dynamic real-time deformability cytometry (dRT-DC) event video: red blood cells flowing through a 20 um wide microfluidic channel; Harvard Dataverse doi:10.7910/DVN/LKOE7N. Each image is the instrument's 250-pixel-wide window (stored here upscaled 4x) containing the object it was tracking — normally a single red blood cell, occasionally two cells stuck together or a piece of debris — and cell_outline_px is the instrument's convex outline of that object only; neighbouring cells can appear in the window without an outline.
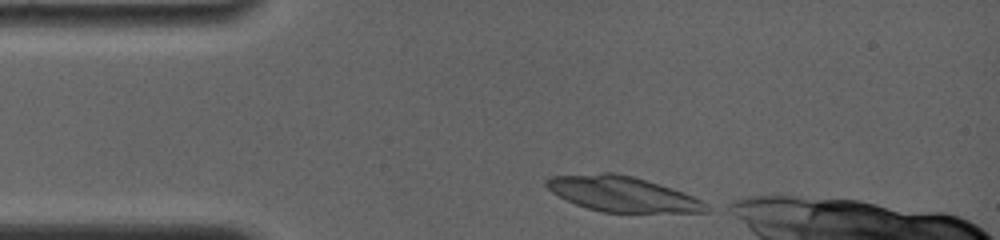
{"species": "common noctule bat (a hibernating species)", "species_latin": "Nyctalus noctula", "temperature_condition": "room temperature", "stored_images_in_passage": 1, "camera_frame_rate_fps": 4000, "um_per_image_px": 0.085, "animal": {"sex": "female", "body_mass_g": 19.0, "forearm_length_mm": 56.7}, "frame": {"image": 1, "passage_image": 1, "time_ms": 0.0, "image_size_px": [1000, 240], "cell_outline_px": [[716, 208], [708, 212], [600, 212], [576, 204], [552, 192], [544, 184], [544, 180], [552, 176], [600, 172], [612, 172], [632, 176], [672, 188], [684, 192]], "centroid_in_image_um": [52.93, 16.48], "position_along_channel_um": 32.1, "area_um2": 32.83}}